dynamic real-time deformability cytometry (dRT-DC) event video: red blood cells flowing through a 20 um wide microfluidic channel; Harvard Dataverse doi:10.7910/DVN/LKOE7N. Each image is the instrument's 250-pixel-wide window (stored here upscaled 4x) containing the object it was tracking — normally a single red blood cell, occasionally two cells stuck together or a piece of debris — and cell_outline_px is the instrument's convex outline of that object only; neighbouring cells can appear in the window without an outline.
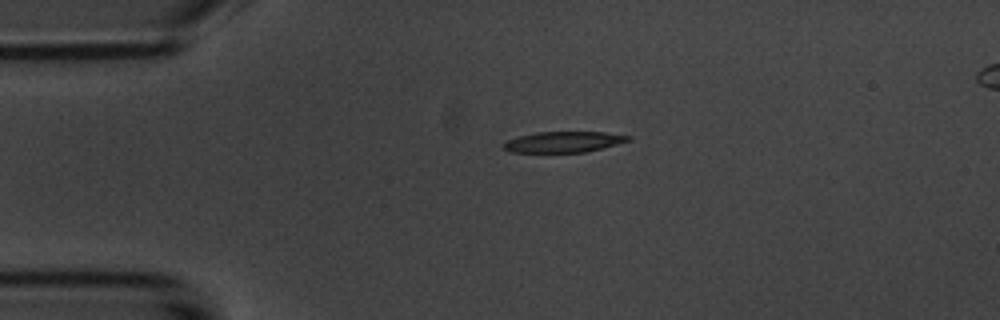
{"species": "common noctule bat (a hibernating species)", "species_latin": "Nyctalus noctula", "temperature_condition": "room temperature", "stored_images_in_passage": 43, "camera_frame_rate_fps": 3000, "um_per_image_px": 0.085, "animal": {"sex": "male", "body_mass_g": 20.1, "forearm_length_mm": 53.5}, "frame": {"image": 1, "passage_image": 1, "time_ms": 0.0, "image_size_px": [1000, 320], "cell_outline_px": [[632, 140], [584, 152], [512, 152], [504, 148], [504, 140], [536, 132], [604, 132], [632, 136]], "centroid_in_image_um": [47.91, 12.05], "position_along_channel_um": 37.1, "area_um2": 14.97}}
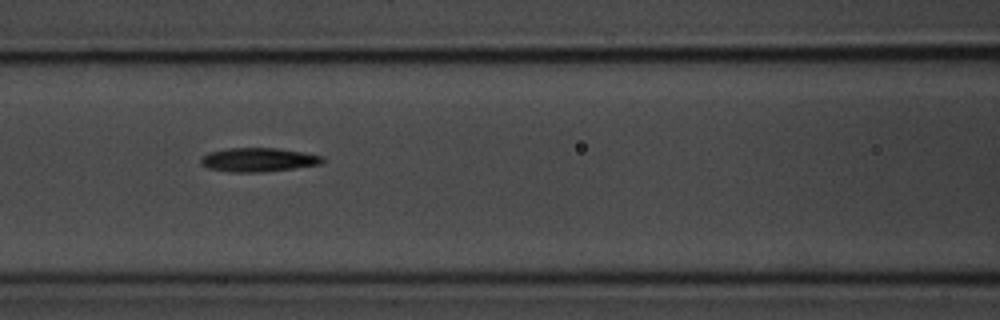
{"frame": {"image": 2, "passage_image": 12, "time_ms": 3.667, "image_size_px": [1000, 320], "cell_outline_px": [[324, 160], [320, 164], [292, 168], [260, 172], [232, 172], [208, 168], [200, 164], [200, 156], [208, 152], [228, 148], [280, 148], [304, 152], [324, 156]], "centroid_in_image_um": [21.92, 13.57], "position_along_channel_um": 144.7, "area_um2": 16.99}}
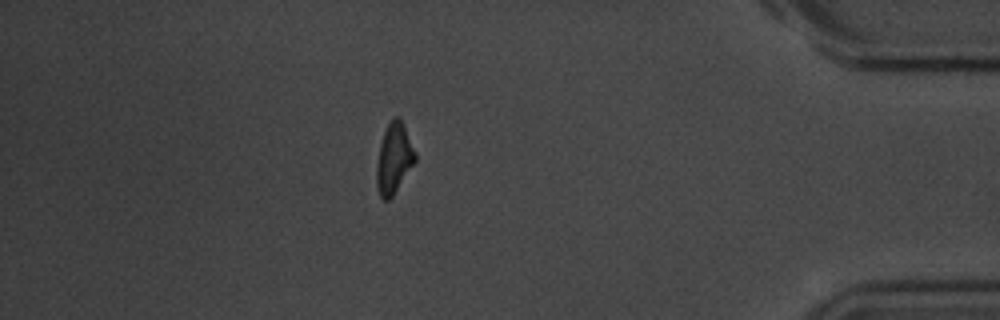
{"frame": {"image": 3, "passage_image": 36, "time_ms": 11.667, "image_size_px": [1000, 320], "cell_outline_px": [[416, 160], [392, 196], [388, 200], [384, 200], [380, 196], [376, 188], [376, 164], [380, 144], [384, 132], [392, 116], [400, 116], [416, 152]], "centroid_in_image_um": [33.47, 13.44], "position_along_channel_um": 401.7, "area_um2": 15.84}, "authors_computed_cell_mechanics": {"area_um2": 16.0106, "velocity_mm_per_s": 3.7418, "shape_relaxation_time_tau1_ms": 2.6781, "shape_relaxation_time_tau2_ms": 6.2912, "deformation_change_tau1": 0.1275, "deformation_change_tau2": 0.1636}}